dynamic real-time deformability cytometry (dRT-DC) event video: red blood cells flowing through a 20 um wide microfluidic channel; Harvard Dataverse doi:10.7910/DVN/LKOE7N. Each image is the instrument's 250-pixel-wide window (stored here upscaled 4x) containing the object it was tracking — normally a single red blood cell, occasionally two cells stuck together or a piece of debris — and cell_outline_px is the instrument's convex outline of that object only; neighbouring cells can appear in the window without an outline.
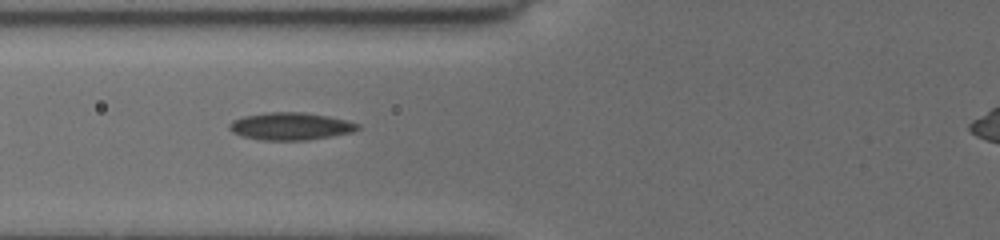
{"species": "common noctule bat (a hibernating species)", "species_latin": "Nyctalus noctula", "temperature_condition": "cold", "stored_images_in_passage": 5, "camera_frame_rate_fps": 3000, "um_per_image_px": 0.085, "animal": {"sex": "female", "body_mass_g": 19.5, "forearm_length_mm": 54.1}, "frame": {"image": 1, "passage_image": 2, "time_ms": 1.0, "image_size_px": [1000, 240], "cell_outline_px": [[360, 128], [352, 132], [332, 136], [308, 140], [260, 140], [240, 136], [232, 132], [228, 128], [228, 124], [232, 120], [244, 116], [264, 112], [304, 112], [328, 116], [348, 120], [360, 124]], "centroid_in_image_um": [24.68, 10.73], "position_along_channel_um": 101.1, "area_um2": 20.81}}
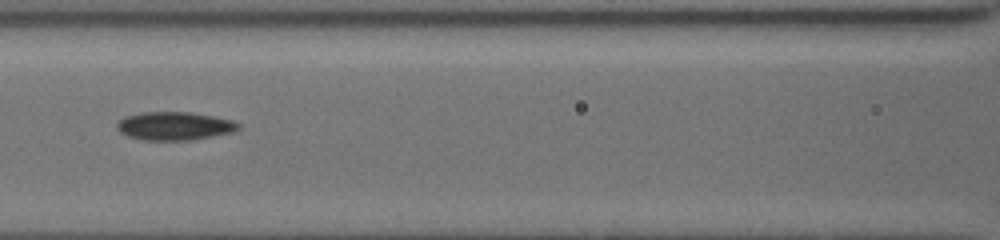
{"frame": {"image": 2, "passage_image": 4, "time_ms": 2.333, "image_size_px": [1000, 240], "cell_outline_px": [[240, 128], [232, 132], [192, 140], [144, 140], [128, 136], [120, 132], [116, 128], [116, 124], [124, 116], [144, 112], [188, 112], [212, 116], [232, 120], [240, 124]], "centroid_in_image_um": [14.81, 10.71], "position_along_channel_um": 151.8, "area_um2": 19.94}}